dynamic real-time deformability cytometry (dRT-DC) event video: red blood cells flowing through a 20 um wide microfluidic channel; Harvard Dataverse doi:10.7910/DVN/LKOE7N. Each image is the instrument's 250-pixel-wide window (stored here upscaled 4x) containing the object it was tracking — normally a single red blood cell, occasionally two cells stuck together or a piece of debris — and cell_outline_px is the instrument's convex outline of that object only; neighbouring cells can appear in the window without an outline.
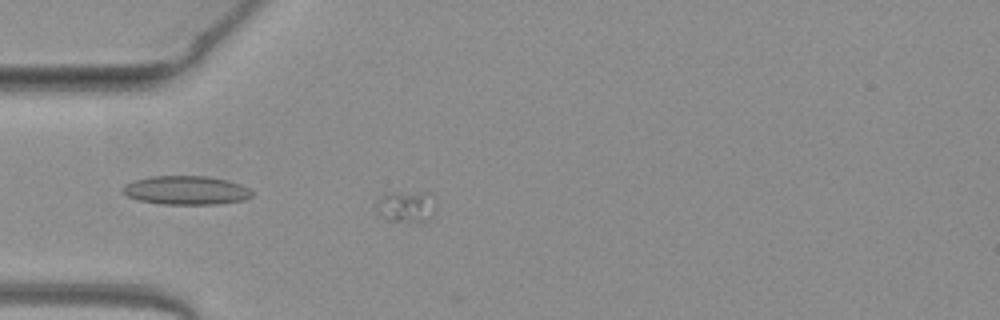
{"species": "common noctule bat (a hibernating species)", "species_latin": "Nyctalus noctula", "temperature_condition": "warm", "stored_images_in_passage": 22, "camera_frame_rate_fps": 3000, "um_per_image_px": 0.085, "animal": {"sex": "female", "body_mass_g": 19.3, "forearm_length_mm": 54.1}, "frame": {"image": 1, "passage_image": 3, "time_ms": 0.667, "image_size_px": [1000, 320], "cell_outline_px": [[436, 212], [428, 220], [388, 220], [372, 204], [376, 196], [388, 192], [432, 192], [436, 196]], "centroid_in_image_um": [34.54, 17.47], "position_along_channel_um": 50.5, "area_um2": 11.33}}